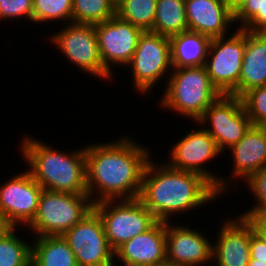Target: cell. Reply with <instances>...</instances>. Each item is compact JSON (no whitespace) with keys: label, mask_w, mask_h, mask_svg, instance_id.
Returning a JSON list of instances; mask_svg holds the SVG:
<instances>
[{"label":"cell","mask_w":266,"mask_h":266,"mask_svg":"<svg viewBox=\"0 0 266 266\" xmlns=\"http://www.w3.org/2000/svg\"><path fill=\"white\" fill-rule=\"evenodd\" d=\"M115 254L143 266L166 261V222L157 221L148 231L119 246Z\"/></svg>","instance_id":"19"},{"label":"cell","mask_w":266,"mask_h":266,"mask_svg":"<svg viewBox=\"0 0 266 266\" xmlns=\"http://www.w3.org/2000/svg\"><path fill=\"white\" fill-rule=\"evenodd\" d=\"M62 236L74 253L78 266H108L115 253L94 210Z\"/></svg>","instance_id":"13"},{"label":"cell","mask_w":266,"mask_h":266,"mask_svg":"<svg viewBox=\"0 0 266 266\" xmlns=\"http://www.w3.org/2000/svg\"><path fill=\"white\" fill-rule=\"evenodd\" d=\"M43 188L28 170L0 184V216L8 227H26L34 220Z\"/></svg>","instance_id":"12"},{"label":"cell","mask_w":266,"mask_h":266,"mask_svg":"<svg viewBox=\"0 0 266 266\" xmlns=\"http://www.w3.org/2000/svg\"><path fill=\"white\" fill-rule=\"evenodd\" d=\"M188 30L210 39L230 35L234 11L224 0H185Z\"/></svg>","instance_id":"18"},{"label":"cell","mask_w":266,"mask_h":266,"mask_svg":"<svg viewBox=\"0 0 266 266\" xmlns=\"http://www.w3.org/2000/svg\"><path fill=\"white\" fill-rule=\"evenodd\" d=\"M116 15L110 0H72V22L97 24Z\"/></svg>","instance_id":"26"},{"label":"cell","mask_w":266,"mask_h":266,"mask_svg":"<svg viewBox=\"0 0 266 266\" xmlns=\"http://www.w3.org/2000/svg\"><path fill=\"white\" fill-rule=\"evenodd\" d=\"M119 264L120 262V265L121 266H143V265H140L138 263H135V262H131V261H127V260H124L122 259L121 257L117 256L115 253L113 254V257H112V260L110 261L109 265L108 266H115L117 263Z\"/></svg>","instance_id":"34"},{"label":"cell","mask_w":266,"mask_h":266,"mask_svg":"<svg viewBox=\"0 0 266 266\" xmlns=\"http://www.w3.org/2000/svg\"><path fill=\"white\" fill-rule=\"evenodd\" d=\"M94 26L103 66L113 75L112 67H125L131 61L143 31L117 15Z\"/></svg>","instance_id":"14"},{"label":"cell","mask_w":266,"mask_h":266,"mask_svg":"<svg viewBox=\"0 0 266 266\" xmlns=\"http://www.w3.org/2000/svg\"><path fill=\"white\" fill-rule=\"evenodd\" d=\"M8 228L7 224L3 220V218L0 216V234L5 231Z\"/></svg>","instance_id":"37"},{"label":"cell","mask_w":266,"mask_h":266,"mask_svg":"<svg viewBox=\"0 0 266 266\" xmlns=\"http://www.w3.org/2000/svg\"><path fill=\"white\" fill-rule=\"evenodd\" d=\"M156 5L157 0H124L116 7V15L143 32H152Z\"/></svg>","instance_id":"25"},{"label":"cell","mask_w":266,"mask_h":266,"mask_svg":"<svg viewBox=\"0 0 266 266\" xmlns=\"http://www.w3.org/2000/svg\"><path fill=\"white\" fill-rule=\"evenodd\" d=\"M22 137L19 143L22 160L27 162L26 169L43 189L88 194L85 146L71 153L60 152L30 135Z\"/></svg>","instance_id":"3"},{"label":"cell","mask_w":266,"mask_h":266,"mask_svg":"<svg viewBox=\"0 0 266 266\" xmlns=\"http://www.w3.org/2000/svg\"><path fill=\"white\" fill-rule=\"evenodd\" d=\"M228 6L234 11L244 0H224Z\"/></svg>","instance_id":"35"},{"label":"cell","mask_w":266,"mask_h":266,"mask_svg":"<svg viewBox=\"0 0 266 266\" xmlns=\"http://www.w3.org/2000/svg\"><path fill=\"white\" fill-rule=\"evenodd\" d=\"M263 33H266V5L263 8Z\"/></svg>","instance_id":"38"},{"label":"cell","mask_w":266,"mask_h":266,"mask_svg":"<svg viewBox=\"0 0 266 266\" xmlns=\"http://www.w3.org/2000/svg\"><path fill=\"white\" fill-rule=\"evenodd\" d=\"M197 122L211 135L222 153L238 143L252 126L242 99L223 94L205 110Z\"/></svg>","instance_id":"10"},{"label":"cell","mask_w":266,"mask_h":266,"mask_svg":"<svg viewBox=\"0 0 266 266\" xmlns=\"http://www.w3.org/2000/svg\"><path fill=\"white\" fill-rule=\"evenodd\" d=\"M210 40L189 30L170 37L173 68L204 65Z\"/></svg>","instance_id":"21"},{"label":"cell","mask_w":266,"mask_h":266,"mask_svg":"<svg viewBox=\"0 0 266 266\" xmlns=\"http://www.w3.org/2000/svg\"><path fill=\"white\" fill-rule=\"evenodd\" d=\"M254 196L255 203L250 209L243 212L266 211V165L254 173L246 182H244Z\"/></svg>","instance_id":"31"},{"label":"cell","mask_w":266,"mask_h":266,"mask_svg":"<svg viewBox=\"0 0 266 266\" xmlns=\"http://www.w3.org/2000/svg\"><path fill=\"white\" fill-rule=\"evenodd\" d=\"M153 266H177V265H175L174 263L168 262V261H164L162 263H159Z\"/></svg>","instance_id":"39"},{"label":"cell","mask_w":266,"mask_h":266,"mask_svg":"<svg viewBox=\"0 0 266 266\" xmlns=\"http://www.w3.org/2000/svg\"><path fill=\"white\" fill-rule=\"evenodd\" d=\"M153 160L151 157L145 167L139 199L157 221L172 222L177 215L206 207L221 197L200 174L172 168L166 162L158 165Z\"/></svg>","instance_id":"2"},{"label":"cell","mask_w":266,"mask_h":266,"mask_svg":"<svg viewBox=\"0 0 266 266\" xmlns=\"http://www.w3.org/2000/svg\"><path fill=\"white\" fill-rule=\"evenodd\" d=\"M228 150L231 152L233 160V169L230 173L232 176L227 179L220 177L221 196L232 189L229 186L236 185L235 182H232L233 179L236 182L241 180L244 183L266 165V127L252 125L244 137Z\"/></svg>","instance_id":"16"},{"label":"cell","mask_w":266,"mask_h":266,"mask_svg":"<svg viewBox=\"0 0 266 266\" xmlns=\"http://www.w3.org/2000/svg\"><path fill=\"white\" fill-rule=\"evenodd\" d=\"M93 210L99 215L114 251L133 237L148 231L157 222L139 198L101 201L94 204Z\"/></svg>","instance_id":"7"},{"label":"cell","mask_w":266,"mask_h":266,"mask_svg":"<svg viewBox=\"0 0 266 266\" xmlns=\"http://www.w3.org/2000/svg\"><path fill=\"white\" fill-rule=\"evenodd\" d=\"M229 32L233 34L210 40L204 66L211 82L221 94L239 97L246 31L237 28Z\"/></svg>","instance_id":"8"},{"label":"cell","mask_w":266,"mask_h":266,"mask_svg":"<svg viewBox=\"0 0 266 266\" xmlns=\"http://www.w3.org/2000/svg\"><path fill=\"white\" fill-rule=\"evenodd\" d=\"M250 258L266 262V243L257 237L250 225Z\"/></svg>","instance_id":"33"},{"label":"cell","mask_w":266,"mask_h":266,"mask_svg":"<svg viewBox=\"0 0 266 266\" xmlns=\"http://www.w3.org/2000/svg\"><path fill=\"white\" fill-rule=\"evenodd\" d=\"M165 82L159 107L193 122L222 95L211 82L204 65L173 68Z\"/></svg>","instance_id":"4"},{"label":"cell","mask_w":266,"mask_h":266,"mask_svg":"<svg viewBox=\"0 0 266 266\" xmlns=\"http://www.w3.org/2000/svg\"><path fill=\"white\" fill-rule=\"evenodd\" d=\"M266 86V33L246 31V47L239 77V98L247 91Z\"/></svg>","instance_id":"20"},{"label":"cell","mask_w":266,"mask_h":266,"mask_svg":"<svg viewBox=\"0 0 266 266\" xmlns=\"http://www.w3.org/2000/svg\"><path fill=\"white\" fill-rule=\"evenodd\" d=\"M17 227L0 234V266H31V241L18 236Z\"/></svg>","instance_id":"24"},{"label":"cell","mask_w":266,"mask_h":266,"mask_svg":"<svg viewBox=\"0 0 266 266\" xmlns=\"http://www.w3.org/2000/svg\"><path fill=\"white\" fill-rule=\"evenodd\" d=\"M188 31L185 0H157L152 32L172 37Z\"/></svg>","instance_id":"23"},{"label":"cell","mask_w":266,"mask_h":266,"mask_svg":"<svg viewBox=\"0 0 266 266\" xmlns=\"http://www.w3.org/2000/svg\"><path fill=\"white\" fill-rule=\"evenodd\" d=\"M250 223L254 234L266 243V211L241 212Z\"/></svg>","instance_id":"32"},{"label":"cell","mask_w":266,"mask_h":266,"mask_svg":"<svg viewBox=\"0 0 266 266\" xmlns=\"http://www.w3.org/2000/svg\"><path fill=\"white\" fill-rule=\"evenodd\" d=\"M94 207L88 194L43 189L37 213L27 230L35 236H57L82 221Z\"/></svg>","instance_id":"5"},{"label":"cell","mask_w":266,"mask_h":266,"mask_svg":"<svg viewBox=\"0 0 266 266\" xmlns=\"http://www.w3.org/2000/svg\"><path fill=\"white\" fill-rule=\"evenodd\" d=\"M248 266H266V262L250 258Z\"/></svg>","instance_id":"36"},{"label":"cell","mask_w":266,"mask_h":266,"mask_svg":"<svg viewBox=\"0 0 266 266\" xmlns=\"http://www.w3.org/2000/svg\"><path fill=\"white\" fill-rule=\"evenodd\" d=\"M32 239L31 266H78L74 253L62 235Z\"/></svg>","instance_id":"22"},{"label":"cell","mask_w":266,"mask_h":266,"mask_svg":"<svg viewBox=\"0 0 266 266\" xmlns=\"http://www.w3.org/2000/svg\"><path fill=\"white\" fill-rule=\"evenodd\" d=\"M61 28L48 36L54 48L63 53L61 56L68 58L70 63L90 76L111 82L116 75H112L103 66L94 24L71 22Z\"/></svg>","instance_id":"9"},{"label":"cell","mask_w":266,"mask_h":266,"mask_svg":"<svg viewBox=\"0 0 266 266\" xmlns=\"http://www.w3.org/2000/svg\"><path fill=\"white\" fill-rule=\"evenodd\" d=\"M139 143L125 135L112 142L85 146L87 192L94 204L139 198L144 170L151 158L149 146Z\"/></svg>","instance_id":"1"},{"label":"cell","mask_w":266,"mask_h":266,"mask_svg":"<svg viewBox=\"0 0 266 266\" xmlns=\"http://www.w3.org/2000/svg\"><path fill=\"white\" fill-rule=\"evenodd\" d=\"M124 0H110V2L115 6V8L120 5Z\"/></svg>","instance_id":"40"},{"label":"cell","mask_w":266,"mask_h":266,"mask_svg":"<svg viewBox=\"0 0 266 266\" xmlns=\"http://www.w3.org/2000/svg\"><path fill=\"white\" fill-rule=\"evenodd\" d=\"M203 231L166 222V261L177 266H202L213 263V243Z\"/></svg>","instance_id":"15"},{"label":"cell","mask_w":266,"mask_h":266,"mask_svg":"<svg viewBox=\"0 0 266 266\" xmlns=\"http://www.w3.org/2000/svg\"><path fill=\"white\" fill-rule=\"evenodd\" d=\"M32 13L33 0H0V23L24 17L32 22Z\"/></svg>","instance_id":"30"},{"label":"cell","mask_w":266,"mask_h":266,"mask_svg":"<svg viewBox=\"0 0 266 266\" xmlns=\"http://www.w3.org/2000/svg\"><path fill=\"white\" fill-rule=\"evenodd\" d=\"M126 68L131 69L133 74L132 88H135L136 94L149 95L155 85L161 79H168L172 72L170 38L151 31L143 32Z\"/></svg>","instance_id":"6"},{"label":"cell","mask_w":266,"mask_h":266,"mask_svg":"<svg viewBox=\"0 0 266 266\" xmlns=\"http://www.w3.org/2000/svg\"><path fill=\"white\" fill-rule=\"evenodd\" d=\"M197 123V124H196ZM198 128L190 129L184 136L172 145L169 151V160L166 163L175 169L198 173L207 179L220 194V175L205 169V165L218 158L223 153L218 149L215 140L203 129L202 125L195 122ZM204 165V166H203Z\"/></svg>","instance_id":"11"},{"label":"cell","mask_w":266,"mask_h":266,"mask_svg":"<svg viewBox=\"0 0 266 266\" xmlns=\"http://www.w3.org/2000/svg\"><path fill=\"white\" fill-rule=\"evenodd\" d=\"M58 20L62 25L72 22V0H33L32 24Z\"/></svg>","instance_id":"27"},{"label":"cell","mask_w":266,"mask_h":266,"mask_svg":"<svg viewBox=\"0 0 266 266\" xmlns=\"http://www.w3.org/2000/svg\"><path fill=\"white\" fill-rule=\"evenodd\" d=\"M213 242V265L248 266L250 260V223L242 215L223 220Z\"/></svg>","instance_id":"17"},{"label":"cell","mask_w":266,"mask_h":266,"mask_svg":"<svg viewBox=\"0 0 266 266\" xmlns=\"http://www.w3.org/2000/svg\"><path fill=\"white\" fill-rule=\"evenodd\" d=\"M241 99L252 125L266 127V86L247 91Z\"/></svg>","instance_id":"29"},{"label":"cell","mask_w":266,"mask_h":266,"mask_svg":"<svg viewBox=\"0 0 266 266\" xmlns=\"http://www.w3.org/2000/svg\"><path fill=\"white\" fill-rule=\"evenodd\" d=\"M266 0H244L234 10L236 28L253 33H263V8ZM239 23V26H238Z\"/></svg>","instance_id":"28"}]
</instances>
